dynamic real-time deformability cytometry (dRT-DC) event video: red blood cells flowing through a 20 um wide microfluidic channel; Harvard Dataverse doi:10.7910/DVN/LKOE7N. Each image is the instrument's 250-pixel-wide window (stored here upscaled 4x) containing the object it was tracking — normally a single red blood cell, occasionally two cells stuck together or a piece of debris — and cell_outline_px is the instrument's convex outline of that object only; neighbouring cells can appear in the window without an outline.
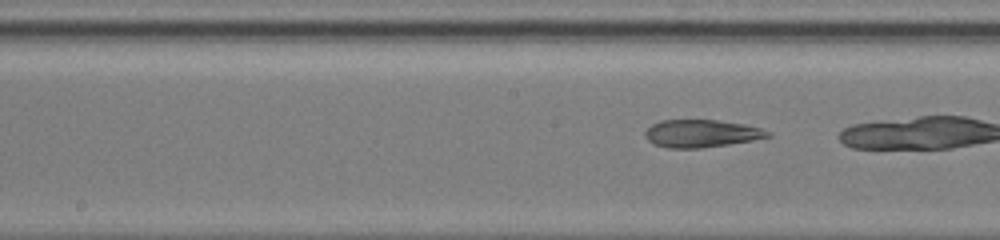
{"species": "common noctule bat (a hibernating species)", "species_latin": "Nyctalus noctula", "temperature_condition": "warm", "stored_images_in_passage": 61, "camera_frame_rate_fps": 3000, "um_per_image_px": 0.085, "animal": {"sex": "female", "body_mass_g": 19.5, "forearm_length_mm": 54.1}, "frame": {"image": 1, "passage_image": 33, "time_ms": 11.0, "image_size_px": [1000, 240], "cell_outline_px": [[772, 136], [752, 140], [728, 144], [700, 148], [668, 148], [652, 144], [644, 136], [644, 132], [652, 124], [660, 120], [716, 120], [744, 124], [760, 128], [772, 132]], "centroid_in_image_um": [59.59, 11.35], "position_along_channel_um": 188.6, "area_um2": 19.77}}
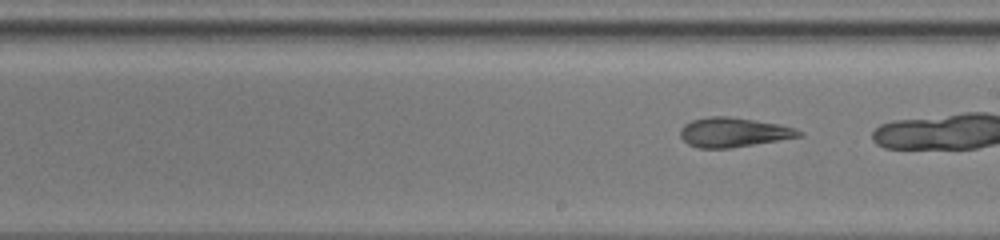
{"frame": {"image": 2, "passage_image": 38, "time_ms": 12.333, "image_size_px": [1000, 240], "cell_outline_px": [[804, 132], [800, 136], [732, 148], [696, 148], [688, 144], [680, 136], [680, 128], [684, 124], [692, 120], [712, 116], [728, 116], [780, 124], [796, 128]], "centroid_in_image_um": [62.32, 11.24], "position_along_channel_um": 226.7, "area_um2": 20.35}}